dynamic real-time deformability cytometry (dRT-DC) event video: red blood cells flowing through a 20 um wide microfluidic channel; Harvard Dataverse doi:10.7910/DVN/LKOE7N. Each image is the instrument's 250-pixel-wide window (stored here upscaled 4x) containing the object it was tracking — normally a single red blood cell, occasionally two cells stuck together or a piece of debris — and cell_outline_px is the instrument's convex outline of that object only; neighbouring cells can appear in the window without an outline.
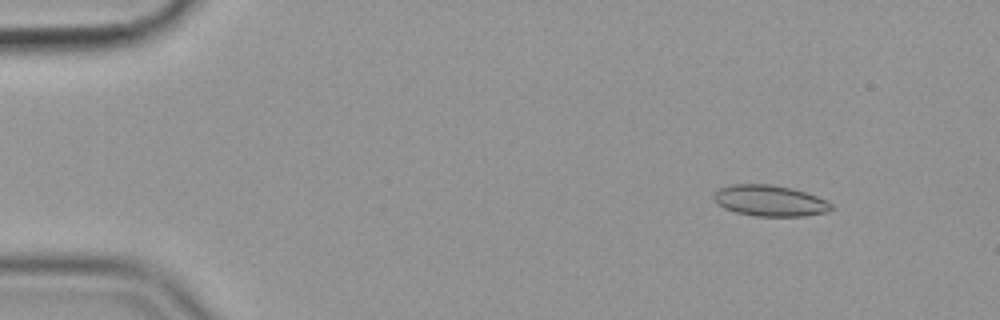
{"species": "common noctule bat (a hibernating species)", "species_latin": "Nyctalus noctula", "temperature_condition": "cold", "stored_images_in_passage": 57, "camera_frame_rate_fps": 3000, "um_per_image_px": 0.085, "animal": {"sex": "female", "body_mass_g": 19.9}, "frame": {"image": 1, "passage_image": 7, "time_ms": 2.0, "image_size_px": [1000, 320], "cell_outline_px": [[832, 208], [828, 212], [804, 216], [756, 216], [736, 212], [724, 208], [712, 196], [720, 188], [732, 184], [768, 184], [792, 188], [816, 196], [832, 204]], "centroid_in_image_um": [65.44, 17.06], "position_along_channel_um": 19.6, "area_um2": 20.98}}
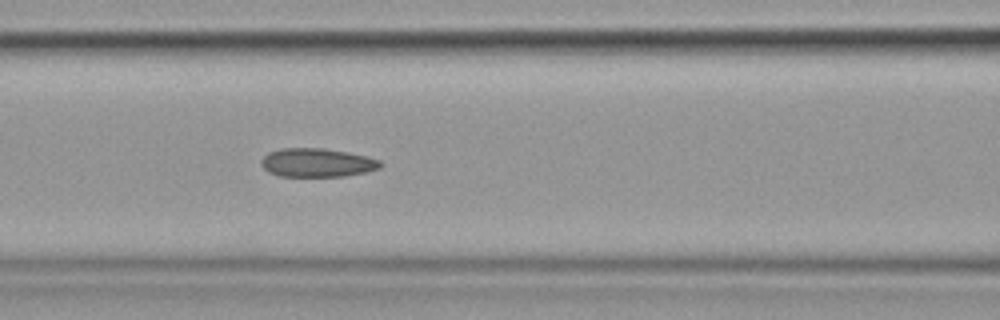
{"frame": {"image": 2, "passage_image": 25, "time_ms": 8.0, "image_size_px": [1000, 320], "cell_outline_px": [[384, 164], [380, 168], [364, 172], [344, 176], [280, 176], [268, 172], [260, 164], [260, 160], [268, 152], [280, 148], [324, 148], [364, 156], [380, 160]], "centroid_in_image_um": [26.91, 13.82], "position_along_channel_um": 139.7, "area_um2": 19.83}}
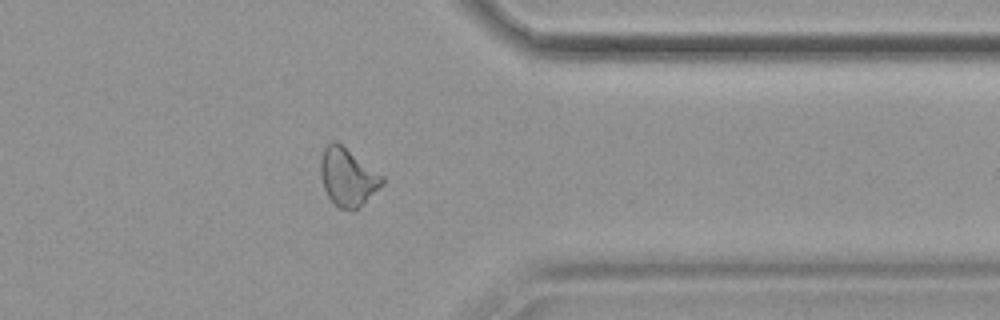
{"frame": {"image": 3, "passage_image": 46, "time_ms": 15.0, "image_size_px": [1000, 320], "cell_outline_px": [[384, 184], [352, 212], [340, 208], [328, 196], [324, 188], [320, 176], [320, 160], [324, 148], [332, 140], [336, 140], [384, 176]], "centroid_in_image_um": [29.54, 15.03], "position_along_channel_um": 381.9, "area_um2": 20.69}, "authors_computed_cell_mechanics": {"area_um2": 20.6346, "velocity_mm_per_s": 3.5683, "shape_relaxation_time_tau1_ms": null, "shape_relaxation_time_tau2_ms": 2.3819, "deformation_change_tau1": null, "deformation_change_tau2": 0.0788}}